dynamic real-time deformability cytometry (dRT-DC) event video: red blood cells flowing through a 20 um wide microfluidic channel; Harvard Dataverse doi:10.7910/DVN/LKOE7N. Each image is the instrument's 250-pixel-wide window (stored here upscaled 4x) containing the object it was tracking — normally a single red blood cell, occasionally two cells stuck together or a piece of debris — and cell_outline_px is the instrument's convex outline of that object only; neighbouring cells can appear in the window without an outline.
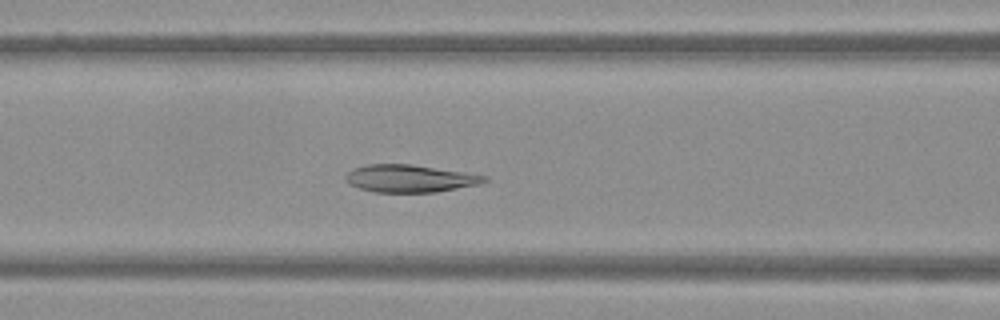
{"species": "Egyptian fruit bat (a non-hibernating species)", "species_latin": "Rousettus aegyptiacus", "temperature_condition": "warm", "stored_images_in_passage": 50, "segment_of_instrument_passage": [1, 2], "camera_frame_rate_fps": 3000, "um_per_image_px": 0.085, "frame": {"image": 1, "passage_image": 20, "time_ms": 6.333, "image_size_px": [1000, 320], "cell_outline_px": [[488, 180], [480, 184], [436, 192], [376, 192], [360, 188], [348, 184], [344, 180], [344, 176], [352, 168], [368, 164], [408, 164], [464, 172], [488, 176]], "centroid_in_image_um": [34.8, 15.17], "position_along_channel_um": 131.8, "area_um2": 22.2}}
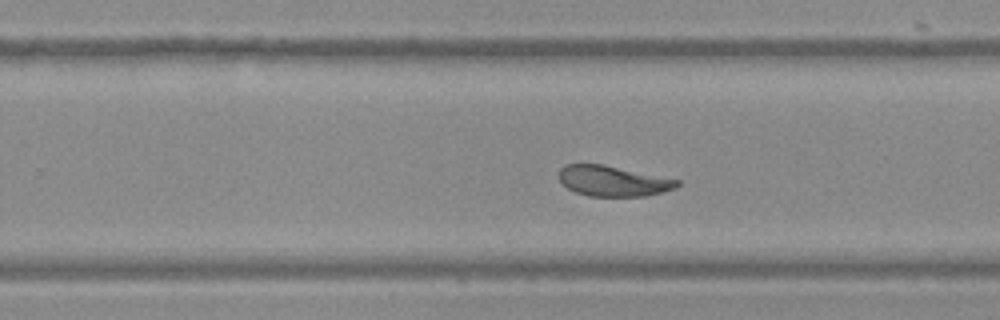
{"frame": {"image": 2, "passage_image": 31, "time_ms": 10.0, "image_size_px": [1000, 320], "cell_outline_px": [[680, 184], [676, 188], [664, 192], [644, 196], [588, 196], [576, 192], [568, 188], [560, 180], [560, 168], [564, 164], [600, 164], [680, 180]], "centroid_in_image_um": [52.12, 15.39], "position_along_channel_um": 277.7, "area_um2": 20.75}}
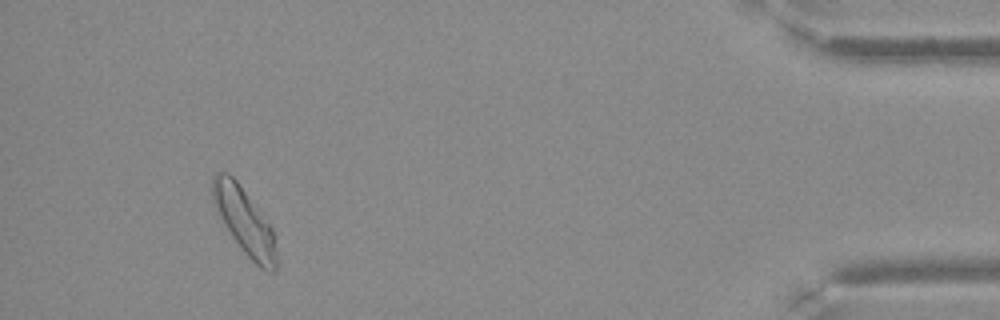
{"frame": {"image": 3, "passage_image": 46, "time_ms": 15.0, "image_size_px": [1000, 320], "cell_outline_px": [[276, 272], [272, 272], [260, 268], [244, 252], [232, 236], [224, 224], [212, 200], [212, 176], [216, 172], [228, 172], [236, 180], [272, 228], [276, 236]], "centroid_in_image_um": [20.78, 18.8], "position_along_channel_um": 414.4, "area_um2": 24.28}}